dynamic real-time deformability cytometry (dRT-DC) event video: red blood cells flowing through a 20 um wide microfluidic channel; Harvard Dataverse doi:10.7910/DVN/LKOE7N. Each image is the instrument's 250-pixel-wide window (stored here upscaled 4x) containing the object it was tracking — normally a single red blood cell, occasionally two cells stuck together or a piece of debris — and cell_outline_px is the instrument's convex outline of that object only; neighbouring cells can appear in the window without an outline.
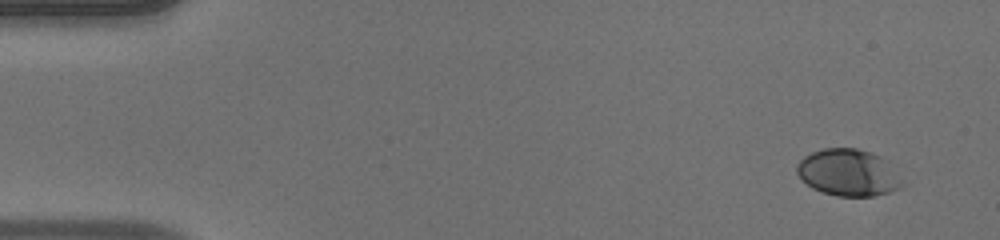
{"species": "human", "species_latin": "Homo sapiens", "temperature_condition": "warm", "stored_images_in_passage": 49, "camera_frame_rate_fps": 3000, "um_per_image_px": 0.085, "donor": {"sex": "male"}, "frame": {"image": 1, "passage_image": 1, "time_ms": 0.0, "image_size_px": [1000, 240], "cell_outline_px": [[904, 184], [888, 192], [872, 196], [836, 196], [812, 188], [800, 180], [796, 172], [796, 164], [804, 156], [812, 152], [824, 148], [856, 148], [872, 152], [896, 164]], "centroid_in_image_um": [72.13, 14.65], "position_along_channel_um": 12.9, "area_um2": 29.3}}
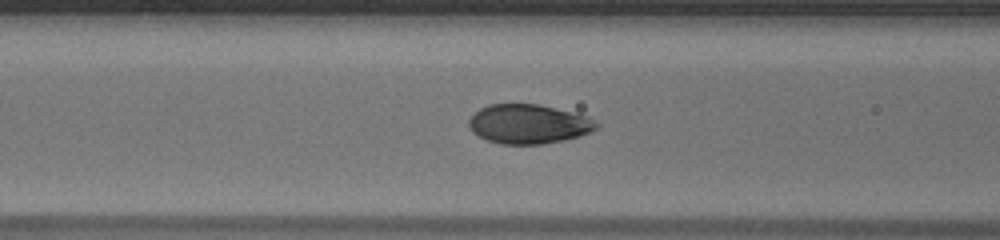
{"frame": {"image": 2, "passage_image": 19, "time_ms": 6.0, "image_size_px": [1000, 240], "cell_outline_px": [[600, 124], [596, 128], [580, 136], [564, 140], [540, 144], [500, 144], [488, 140], [472, 132], [468, 124], [468, 120], [480, 108], [488, 104], [540, 104], [588, 116]], "centroid_in_image_um": [44.92, 10.53], "position_along_channel_um": 121.7, "area_um2": 29.19}}
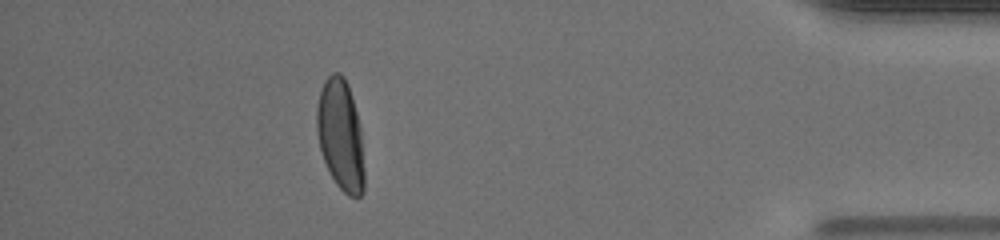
{"frame": {"image": 3, "passage_image": 44, "time_ms": 14.333, "image_size_px": [1000, 240], "cell_outline_px": [[364, 192], [360, 196], [348, 196], [336, 184], [324, 160], [320, 148], [316, 128], [316, 108], [320, 92], [324, 80], [332, 72], [340, 72], [344, 76], [348, 84], [352, 96], [360, 128], [364, 172]], "centroid_in_image_um": [28.94, 11.45], "position_along_channel_um": 406.3, "area_um2": 30.63}, "authors_computed_cell_mechanics": {"area_um2": 29.767, "velocity_mm_per_s": 4.0041, "shape_relaxation_time_tau1_ms": 3.4917, "shape_relaxation_time_tau2_ms": null, "deformation_change_tau1": 0.1919, "deformation_change_tau2": null}}